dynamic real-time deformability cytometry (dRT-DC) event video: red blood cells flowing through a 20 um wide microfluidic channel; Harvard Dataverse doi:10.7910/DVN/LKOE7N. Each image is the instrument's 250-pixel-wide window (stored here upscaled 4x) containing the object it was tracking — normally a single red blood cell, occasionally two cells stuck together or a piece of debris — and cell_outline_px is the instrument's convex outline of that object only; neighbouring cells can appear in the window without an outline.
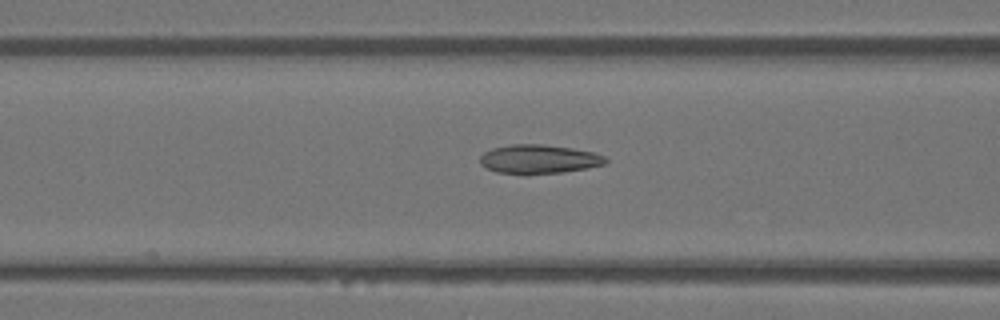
{"species": "Egyptian fruit bat (a non-hibernating species)", "species_latin": "Rousettus aegyptiacus", "temperature_condition": "warm", "stored_images_in_passage": 49, "camera_frame_rate_fps": 3000, "um_per_image_px": 0.085, "animal": {"sex": "female"}, "frame": {"image": 1, "passage_image": 20, "time_ms": 6.333, "image_size_px": [1000, 320], "cell_outline_px": [[608, 160], [604, 164], [588, 168], [564, 172], [524, 176], [496, 172], [480, 164], [480, 156], [484, 152], [492, 148], [512, 144], [540, 144], [568, 148], [592, 152], [604, 156]], "centroid_in_image_um": [45.76, 13.56], "position_along_channel_um": 120.8, "area_um2": 21.44}}
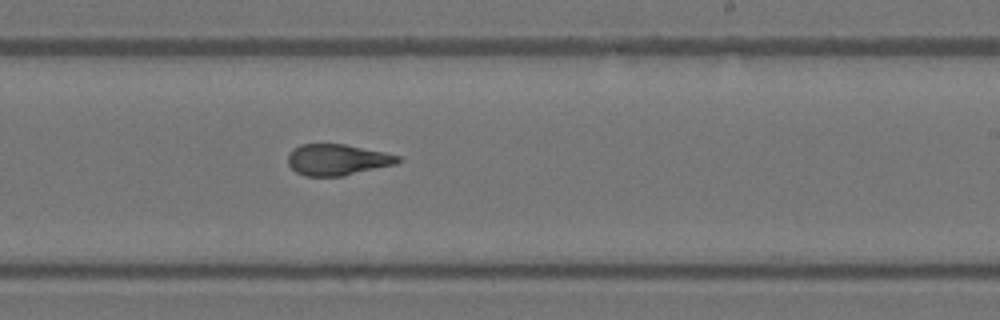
{"frame": {"image": 2, "passage_image": 30, "time_ms": 9.667, "image_size_px": [1000, 320], "cell_outline_px": [[400, 160], [396, 164], [344, 176], [304, 176], [296, 172], [288, 164], [288, 156], [292, 148], [300, 144], [344, 144], [384, 152], [400, 156]], "centroid_in_image_um": [28.65, 13.58], "position_along_channel_um": 260.4, "area_um2": 20.0}}
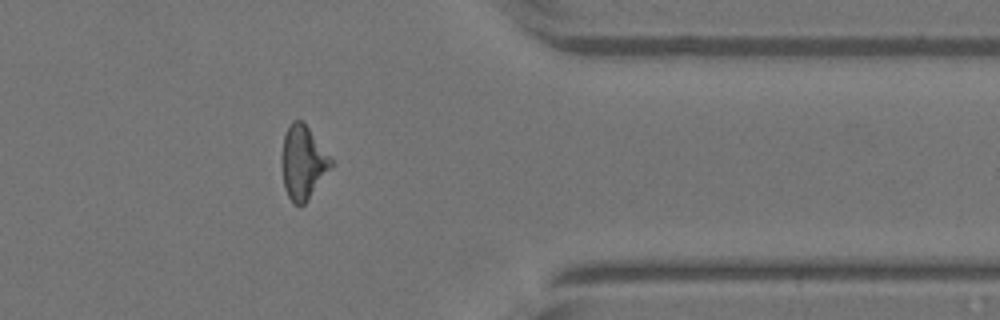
{"frame": {"image": 3, "passage_image": 40, "time_ms": 13.0, "image_size_px": [1000, 320], "cell_outline_px": [[332, 164], [308, 200], [304, 204], [292, 204], [284, 188], [280, 160], [284, 136], [292, 120], [300, 120], [308, 128], [332, 160]], "centroid_in_image_um": [25.7, 13.83], "position_along_channel_um": 385.7, "area_um2": 20.69}}